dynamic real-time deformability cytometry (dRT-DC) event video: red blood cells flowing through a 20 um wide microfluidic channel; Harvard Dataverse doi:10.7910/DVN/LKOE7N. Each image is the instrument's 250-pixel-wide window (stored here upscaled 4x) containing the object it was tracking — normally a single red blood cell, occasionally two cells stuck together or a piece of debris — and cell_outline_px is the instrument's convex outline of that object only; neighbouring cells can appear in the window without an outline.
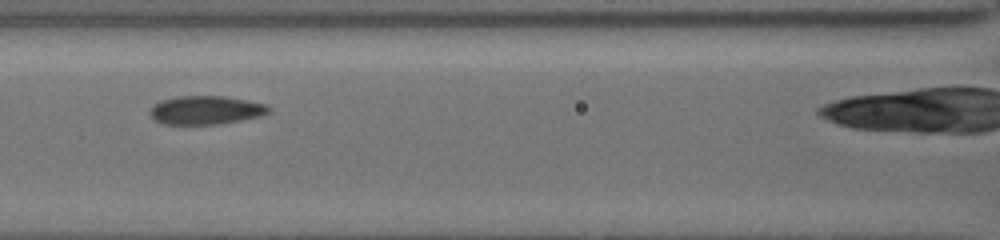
{"species": "common noctule bat (a hibernating species)", "species_latin": "Nyctalus noctula", "temperature_condition": "cold", "stored_images_in_passage": 6, "camera_frame_rate_fps": 3000, "um_per_image_px": 0.085, "animal": {"sex": "female", "body_mass_g": 19.5, "forearm_length_mm": 54.1}, "frame": {"image": 1, "passage_image": 4, "time_ms": 3.0, "image_size_px": [1000, 240], "cell_outline_px": [[272, 112], [260, 116], [220, 124], [164, 124], [156, 120], [148, 112], [160, 100], [176, 96], [224, 96], [248, 100], [268, 104], [272, 108]], "centroid_in_image_um": [17.56, 9.35], "position_along_channel_um": 149.0, "area_um2": 19.88}}